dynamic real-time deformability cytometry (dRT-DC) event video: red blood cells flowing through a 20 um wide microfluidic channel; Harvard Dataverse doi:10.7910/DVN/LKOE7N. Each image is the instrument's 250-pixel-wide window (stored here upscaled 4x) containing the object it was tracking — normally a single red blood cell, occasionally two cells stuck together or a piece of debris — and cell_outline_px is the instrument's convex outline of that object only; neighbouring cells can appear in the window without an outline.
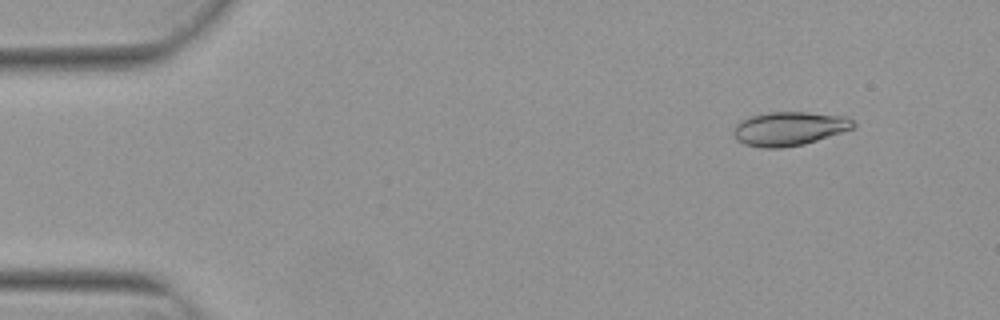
{"species": "Egyptian fruit bat (a non-hibernating species)", "species_latin": "Rousettus aegyptiacus", "temperature_condition": "warm", "stored_images_in_passage": 54, "camera_frame_rate_fps": 3000, "um_per_image_px": 0.085, "animal": {"sex": "female"}, "frame": {"image": 1, "passage_image": 6, "time_ms": 1.667, "image_size_px": [1000, 320], "cell_outline_px": [[856, 128], [804, 144], [780, 148], [764, 148], [744, 144], [736, 140], [732, 132], [736, 124], [740, 120], [752, 116], [768, 112], [808, 112], [848, 116], [856, 124]], "centroid_in_image_um": [67.1, 10.93], "position_along_channel_um": 17.9, "area_um2": 23.87}}
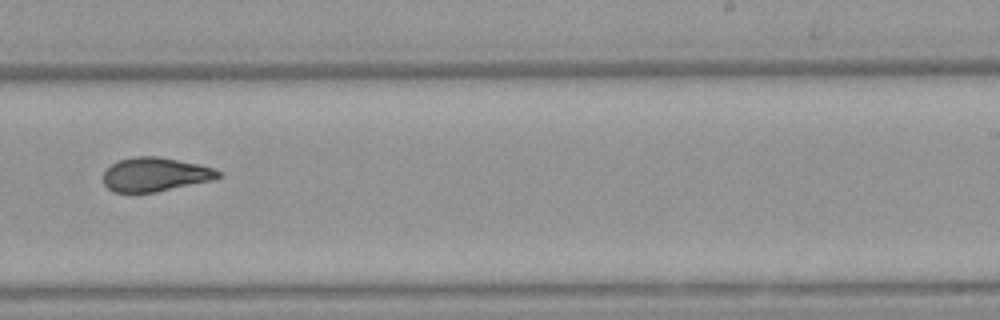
{"frame": {"image": 2, "passage_image": 34, "time_ms": 11.0, "image_size_px": [1000, 320], "cell_outline_px": [[220, 176], [212, 180], [156, 192], [112, 192], [104, 184], [104, 172], [112, 164], [120, 160], [136, 156], [156, 156], [200, 164], [212, 168], [220, 172]], "centroid_in_image_um": [13.18, 14.83], "position_along_channel_um": 275.8, "area_um2": 22.48}}
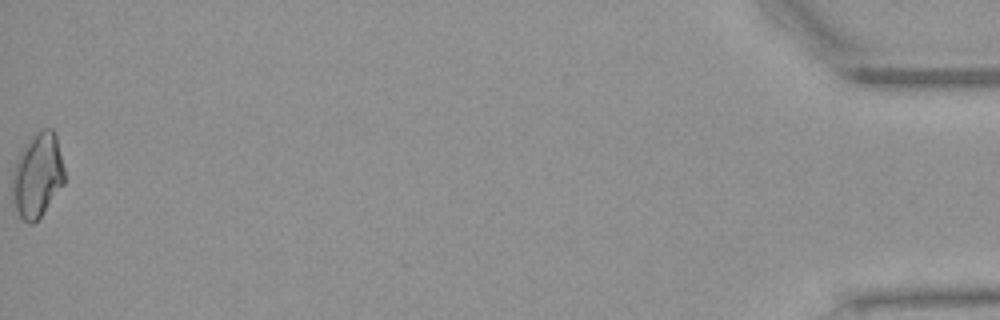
{"frame": {"image": 3, "passage_image": 54, "time_ms": 17.667, "image_size_px": [1000, 320], "cell_outline_px": [[64, 184], [40, 216], [32, 224], [28, 224], [20, 216], [12, 200], [12, 172], [20, 148], [36, 132], [44, 128], [52, 128], [56, 132], [64, 168]], "centroid_in_image_um": [3.17, 14.85], "position_along_channel_um": 432.0, "area_um2": 25.84}, "authors_computed_cell_mechanics": {"area_um2": 23.409, "velocity_mm_per_s": 3.8478, "shape_relaxation_time_tau1_ms": 10.383, "shape_relaxation_time_tau2_ms": 1.7165, "deformation_change_tau1": 0.24, "deformation_change_tau2": 0.0839}}